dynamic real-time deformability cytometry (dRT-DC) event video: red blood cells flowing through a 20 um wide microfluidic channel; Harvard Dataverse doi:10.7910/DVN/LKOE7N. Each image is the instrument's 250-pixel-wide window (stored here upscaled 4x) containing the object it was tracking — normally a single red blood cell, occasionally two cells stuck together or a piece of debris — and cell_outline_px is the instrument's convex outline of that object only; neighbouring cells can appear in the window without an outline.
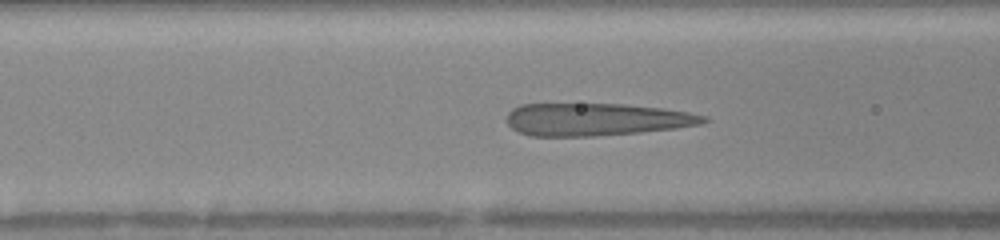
{"species": "human", "species_latin": "Homo sapiens", "temperature_condition": "warm", "stored_images_in_passage": 49, "camera_frame_rate_fps": 3000, "um_per_image_px": 0.085, "donor": {"sex": "female"}, "frame": {"image": 1, "passage_image": 20, "time_ms": 6.333, "image_size_px": [1000, 240], "cell_outline_px": [[708, 120], [700, 124], [676, 128], [640, 132], [596, 136], [532, 136], [520, 132], [512, 128], [508, 124], [508, 112], [512, 108], [520, 104], [624, 104], [660, 108], [688, 112], [708, 116]], "centroid_in_image_um": [50.67, 10.15], "position_along_channel_um": 115.9, "area_um2": 37.22}}
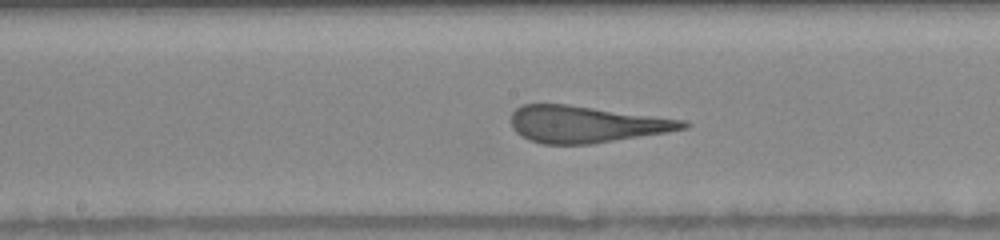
{"frame": {"image": 2, "passage_image": 26, "time_ms": 8.333, "image_size_px": [1000, 240], "cell_outline_px": [[692, 124], [688, 128], [668, 132], [592, 144], [540, 144], [516, 132], [512, 128], [512, 112], [516, 108], [524, 104], [568, 104], [688, 120]], "centroid_in_image_um": [49.89, 10.55], "position_along_channel_um": 198.3, "area_um2": 36.99}}
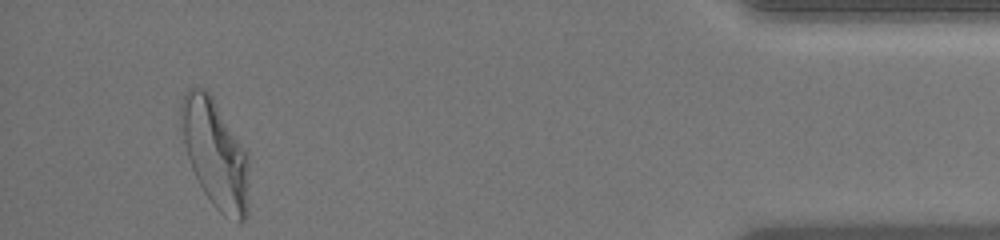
{"frame": {"image": 3, "passage_image": 46, "time_ms": 15.0, "image_size_px": [1000, 240], "cell_outline_px": [[248, 212], [244, 220], [240, 224], [224, 216], [212, 204], [204, 192], [192, 168], [184, 144], [180, 116], [180, 100], [184, 92], [188, 88], [200, 84], [212, 96], [248, 152]], "centroid_in_image_um": [18.3, 13.03], "position_along_channel_um": 416.9, "area_um2": 43.23}, "authors_computed_cell_mechanics": {"area_um2": 38.437, "velocity_mm_per_s": 4.1103, "shape_relaxation_time_tau1_ms": 6.5534, "shape_relaxation_time_tau2_ms": 0.8545, "deformation_change_tau1": 0.2909, "deformation_change_tau2": 0.1084}}